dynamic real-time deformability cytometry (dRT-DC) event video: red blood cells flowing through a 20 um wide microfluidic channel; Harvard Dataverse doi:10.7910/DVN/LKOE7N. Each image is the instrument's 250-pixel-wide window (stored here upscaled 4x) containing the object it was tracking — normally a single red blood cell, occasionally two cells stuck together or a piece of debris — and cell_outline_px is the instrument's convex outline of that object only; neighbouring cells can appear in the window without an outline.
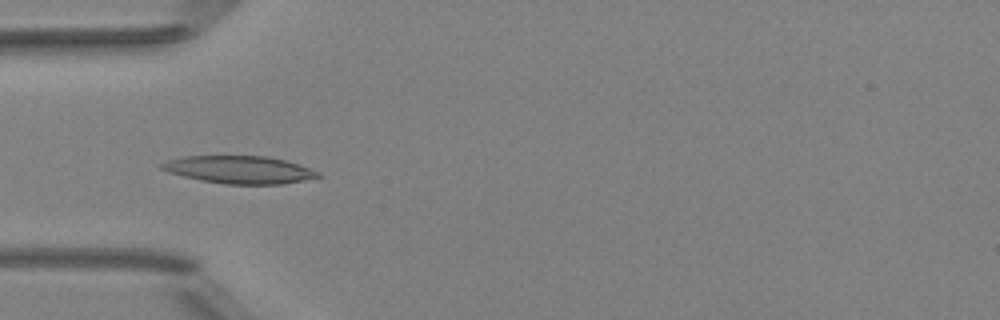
{"species": "Egyptian fruit bat (a non-hibernating species)", "species_latin": "Rousettus aegyptiacus", "temperature_condition": "room temperature", "stored_images_in_passage": 7, "camera_frame_rate_fps": 3000, "um_per_image_px": 0.085, "animal": {"sex": "female"}, "frame": {"image": 1, "passage_image": 4, "time_ms": 1.0, "image_size_px": [1000, 320], "cell_outline_px": [[320, 176], [284, 184], [224, 184], [200, 180], [168, 172], [160, 168], [160, 164], [168, 160], [184, 156], [268, 156], [300, 164], [320, 172]], "centroid_in_image_um": [20.34, 14.42], "position_along_channel_um": 64.7, "area_um2": 25.09}}
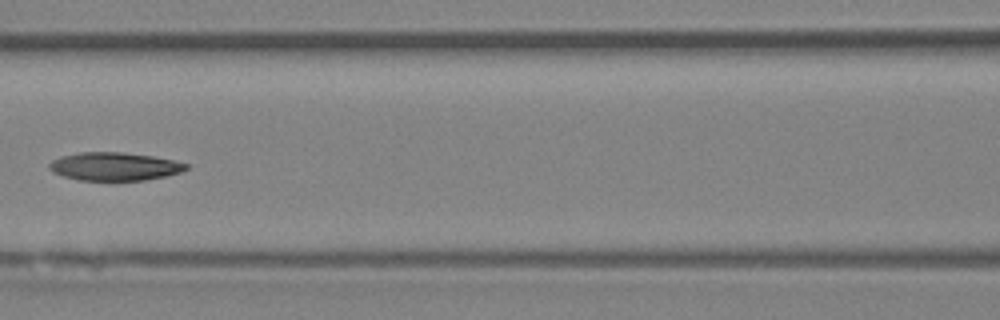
{"frame": {"image": 2, "passage_image": 6, "time_ms": 1.667, "image_size_px": [1000, 320], "cell_outline_px": [[188, 168], [180, 172], [168, 176], [144, 180], [80, 180], [64, 176], [52, 172], [48, 168], [48, 164], [52, 160], [60, 156], [80, 152], [120, 152], [152, 156], [172, 160], [188, 164]], "centroid_in_image_um": [9.7, 14.15], "position_along_channel_um": 156.9, "area_um2": 22.43}}
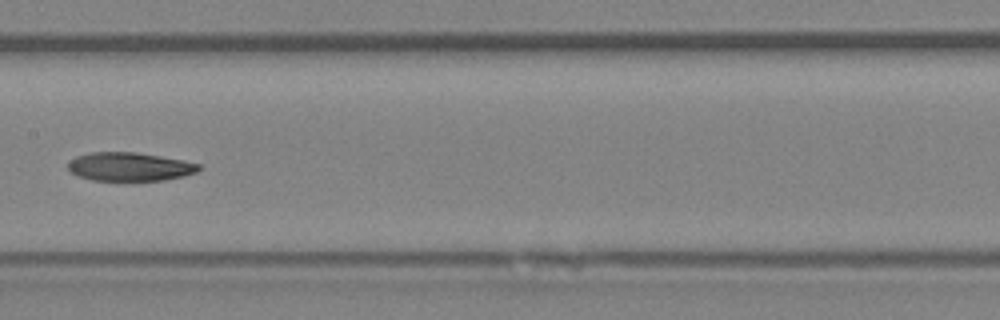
{"frame": {"image": 3, "passage_image": 7, "time_ms": 2.0, "image_size_px": [1000, 320], "cell_outline_px": [[200, 168], [196, 172], [184, 176], [164, 180], [92, 180], [76, 176], [68, 172], [68, 160], [76, 156], [88, 152], [136, 152], [184, 160], [200, 164]], "centroid_in_image_um": [10.96, 14.16], "position_along_channel_um": 196.4, "area_um2": 21.96}}